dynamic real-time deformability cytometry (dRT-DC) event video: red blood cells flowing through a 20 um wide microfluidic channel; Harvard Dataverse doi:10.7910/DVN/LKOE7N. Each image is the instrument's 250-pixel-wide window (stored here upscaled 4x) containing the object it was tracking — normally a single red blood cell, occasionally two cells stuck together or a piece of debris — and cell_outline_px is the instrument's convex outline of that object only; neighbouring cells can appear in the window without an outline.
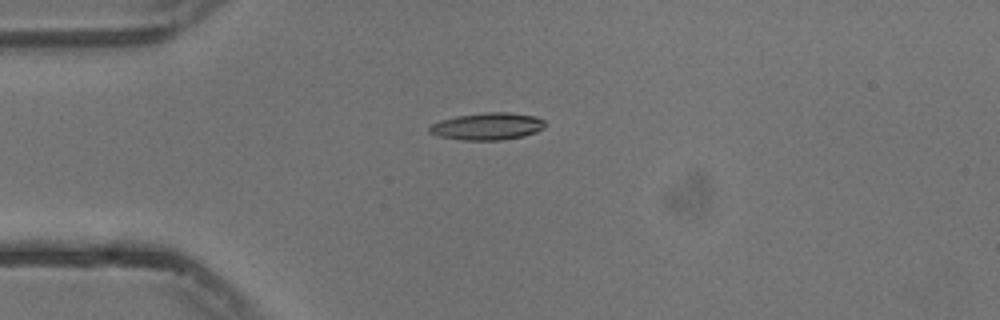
{"species": "common noctule bat (a hibernating species)", "species_latin": "Nyctalus noctula", "temperature_condition": "cold", "stored_images_in_passage": 40, "camera_frame_rate_fps": 3000, "um_per_image_px": 0.085, "animal": {"sex": "male", "body_mass_g": 13.3}, "frame": {"image": 1, "passage_image": 1, "time_ms": 0.0, "image_size_px": [1000, 320], "cell_outline_px": [[544, 128], [536, 132], [524, 136], [504, 140], [460, 140], [440, 136], [428, 132], [428, 128], [432, 124], [440, 120], [456, 116], [484, 112], [508, 112], [536, 116], [544, 120]], "centroid_in_image_um": [41.43, 10.74], "position_along_channel_um": 43.6, "area_um2": 18.44}}
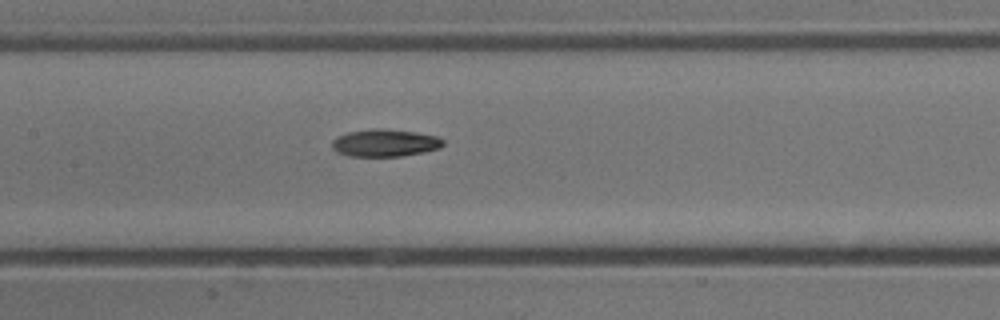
{"frame": {"image": 2, "passage_image": 13, "time_ms": 4.0, "image_size_px": [1000, 320], "cell_outline_px": [[444, 144], [440, 148], [424, 152], [400, 156], [348, 156], [336, 152], [332, 148], [332, 140], [336, 136], [348, 132], [372, 128], [384, 128], [416, 132], [436, 136], [444, 140]], "centroid_in_image_um": [32.7, 12.14], "position_along_channel_um": 174.7, "area_um2": 17.92}}
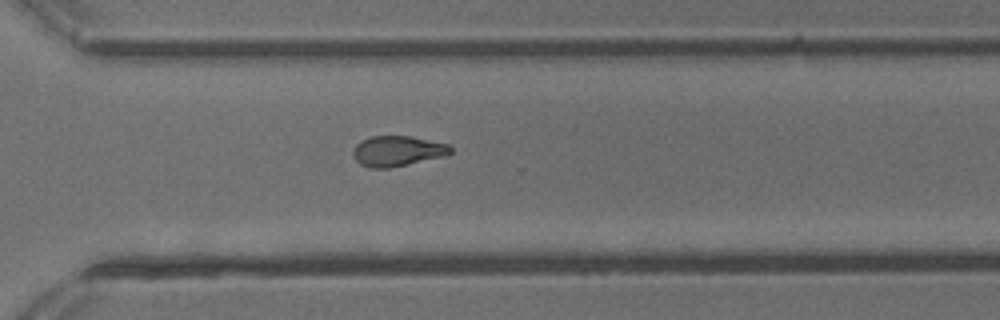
{"frame": {"image": 3, "passage_image": 26, "time_ms": 8.333, "image_size_px": [1000, 320], "cell_outline_px": [[452, 152], [444, 156], [392, 168], [372, 168], [360, 164], [356, 160], [352, 152], [356, 144], [360, 140], [372, 136], [408, 136], [448, 144], [452, 148]], "centroid_in_image_um": [33.76, 12.84], "position_along_channel_um": 336.8, "area_um2": 17.22}, "authors_computed_cell_mechanics": {"area_um2": 17.3978, "velocity_mm_per_s": 3.7481, "shape_relaxation_time_tau1_ms": 5.0233, "shape_relaxation_time_tau2_ms": null, "deformation_change_tau1": 0.1687, "deformation_change_tau2": null}}